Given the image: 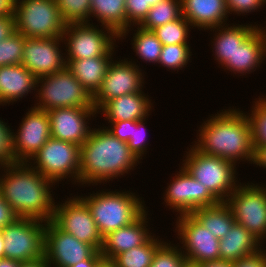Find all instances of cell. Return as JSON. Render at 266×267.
Listing matches in <instances>:
<instances>
[{
	"mask_svg": "<svg viewBox=\"0 0 266 267\" xmlns=\"http://www.w3.org/2000/svg\"><path fill=\"white\" fill-rule=\"evenodd\" d=\"M114 55L66 60V67L93 97L101 88L109 63Z\"/></svg>",
	"mask_w": 266,
	"mask_h": 267,
	"instance_id": "cell-27",
	"label": "cell"
},
{
	"mask_svg": "<svg viewBox=\"0 0 266 267\" xmlns=\"http://www.w3.org/2000/svg\"><path fill=\"white\" fill-rule=\"evenodd\" d=\"M229 15L245 16L265 6L263 0H225ZM233 13V14H232Z\"/></svg>",
	"mask_w": 266,
	"mask_h": 267,
	"instance_id": "cell-41",
	"label": "cell"
},
{
	"mask_svg": "<svg viewBox=\"0 0 266 267\" xmlns=\"http://www.w3.org/2000/svg\"><path fill=\"white\" fill-rule=\"evenodd\" d=\"M12 11L15 31L26 38L62 36L67 25L56 0H17Z\"/></svg>",
	"mask_w": 266,
	"mask_h": 267,
	"instance_id": "cell-8",
	"label": "cell"
},
{
	"mask_svg": "<svg viewBox=\"0 0 266 267\" xmlns=\"http://www.w3.org/2000/svg\"><path fill=\"white\" fill-rule=\"evenodd\" d=\"M34 106L49 111L64 107H94L93 97L65 67L63 70L36 79Z\"/></svg>",
	"mask_w": 266,
	"mask_h": 267,
	"instance_id": "cell-6",
	"label": "cell"
},
{
	"mask_svg": "<svg viewBox=\"0 0 266 267\" xmlns=\"http://www.w3.org/2000/svg\"><path fill=\"white\" fill-rule=\"evenodd\" d=\"M0 117V167L15 163L12 149V128Z\"/></svg>",
	"mask_w": 266,
	"mask_h": 267,
	"instance_id": "cell-40",
	"label": "cell"
},
{
	"mask_svg": "<svg viewBox=\"0 0 266 267\" xmlns=\"http://www.w3.org/2000/svg\"><path fill=\"white\" fill-rule=\"evenodd\" d=\"M190 44H170L164 45L159 59V67L163 66L169 71L170 69L174 72L178 70H183L185 67L191 63L192 52Z\"/></svg>",
	"mask_w": 266,
	"mask_h": 267,
	"instance_id": "cell-34",
	"label": "cell"
},
{
	"mask_svg": "<svg viewBox=\"0 0 266 267\" xmlns=\"http://www.w3.org/2000/svg\"><path fill=\"white\" fill-rule=\"evenodd\" d=\"M130 191L101 189L79 195L91 211L102 237L131 224L147 209L143 197Z\"/></svg>",
	"mask_w": 266,
	"mask_h": 267,
	"instance_id": "cell-4",
	"label": "cell"
},
{
	"mask_svg": "<svg viewBox=\"0 0 266 267\" xmlns=\"http://www.w3.org/2000/svg\"><path fill=\"white\" fill-rule=\"evenodd\" d=\"M36 79L23 64L0 67V106L12 105L35 93Z\"/></svg>",
	"mask_w": 266,
	"mask_h": 267,
	"instance_id": "cell-25",
	"label": "cell"
},
{
	"mask_svg": "<svg viewBox=\"0 0 266 267\" xmlns=\"http://www.w3.org/2000/svg\"><path fill=\"white\" fill-rule=\"evenodd\" d=\"M12 10L13 9L4 0H0V15L10 14Z\"/></svg>",
	"mask_w": 266,
	"mask_h": 267,
	"instance_id": "cell-53",
	"label": "cell"
},
{
	"mask_svg": "<svg viewBox=\"0 0 266 267\" xmlns=\"http://www.w3.org/2000/svg\"><path fill=\"white\" fill-rule=\"evenodd\" d=\"M94 127L80 146L79 186L82 187L107 185L131 174L141 163L127 142L114 137L106 127Z\"/></svg>",
	"mask_w": 266,
	"mask_h": 267,
	"instance_id": "cell-3",
	"label": "cell"
},
{
	"mask_svg": "<svg viewBox=\"0 0 266 267\" xmlns=\"http://www.w3.org/2000/svg\"><path fill=\"white\" fill-rule=\"evenodd\" d=\"M126 29L144 20V0H125Z\"/></svg>",
	"mask_w": 266,
	"mask_h": 267,
	"instance_id": "cell-42",
	"label": "cell"
},
{
	"mask_svg": "<svg viewBox=\"0 0 266 267\" xmlns=\"http://www.w3.org/2000/svg\"><path fill=\"white\" fill-rule=\"evenodd\" d=\"M44 257L50 267H71L87 259H103L92 245L62 231L52 220L44 230Z\"/></svg>",
	"mask_w": 266,
	"mask_h": 267,
	"instance_id": "cell-13",
	"label": "cell"
},
{
	"mask_svg": "<svg viewBox=\"0 0 266 267\" xmlns=\"http://www.w3.org/2000/svg\"><path fill=\"white\" fill-rule=\"evenodd\" d=\"M97 267H116L115 264L111 261V260H105V259H102Z\"/></svg>",
	"mask_w": 266,
	"mask_h": 267,
	"instance_id": "cell-54",
	"label": "cell"
},
{
	"mask_svg": "<svg viewBox=\"0 0 266 267\" xmlns=\"http://www.w3.org/2000/svg\"><path fill=\"white\" fill-rule=\"evenodd\" d=\"M57 8L67 23H90L91 0H56Z\"/></svg>",
	"mask_w": 266,
	"mask_h": 267,
	"instance_id": "cell-36",
	"label": "cell"
},
{
	"mask_svg": "<svg viewBox=\"0 0 266 267\" xmlns=\"http://www.w3.org/2000/svg\"><path fill=\"white\" fill-rule=\"evenodd\" d=\"M20 263L21 262L5 257L0 259V267H19Z\"/></svg>",
	"mask_w": 266,
	"mask_h": 267,
	"instance_id": "cell-51",
	"label": "cell"
},
{
	"mask_svg": "<svg viewBox=\"0 0 266 267\" xmlns=\"http://www.w3.org/2000/svg\"><path fill=\"white\" fill-rule=\"evenodd\" d=\"M184 267H199V266L191 263H186Z\"/></svg>",
	"mask_w": 266,
	"mask_h": 267,
	"instance_id": "cell-57",
	"label": "cell"
},
{
	"mask_svg": "<svg viewBox=\"0 0 266 267\" xmlns=\"http://www.w3.org/2000/svg\"><path fill=\"white\" fill-rule=\"evenodd\" d=\"M123 58H113L108 65L102 86L93 96V106L97 111L109 100L142 92L144 89L146 75L145 71L140 68L141 64H137L128 57Z\"/></svg>",
	"mask_w": 266,
	"mask_h": 267,
	"instance_id": "cell-14",
	"label": "cell"
},
{
	"mask_svg": "<svg viewBox=\"0 0 266 267\" xmlns=\"http://www.w3.org/2000/svg\"><path fill=\"white\" fill-rule=\"evenodd\" d=\"M191 215L207 230L212 236L219 240L226 236L233 224L235 218L230 207L225 202H220L215 206L199 208Z\"/></svg>",
	"mask_w": 266,
	"mask_h": 267,
	"instance_id": "cell-28",
	"label": "cell"
},
{
	"mask_svg": "<svg viewBox=\"0 0 266 267\" xmlns=\"http://www.w3.org/2000/svg\"><path fill=\"white\" fill-rule=\"evenodd\" d=\"M52 221L62 230L80 241L92 245L100 252L103 237L86 203L78 196L72 195L55 204Z\"/></svg>",
	"mask_w": 266,
	"mask_h": 267,
	"instance_id": "cell-15",
	"label": "cell"
},
{
	"mask_svg": "<svg viewBox=\"0 0 266 267\" xmlns=\"http://www.w3.org/2000/svg\"><path fill=\"white\" fill-rule=\"evenodd\" d=\"M266 61V36L259 26L234 52L232 60H228L221 68L235 76L254 73ZM239 73V74H238Z\"/></svg>",
	"mask_w": 266,
	"mask_h": 267,
	"instance_id": "cell-21",
	"label": "cell"
},
{
	"mask_svg": "<svg viewBox=\"0 0 266 267\" xmlns=\"http://www.w3.org/2000/svg\"><path fill=\"white\" fill-rule=\"evenodd\" d=\"M135 120H126V121H115V122H106L108 126L106 127L111 134L118 138L121 141L128 142L132 132V124Z\"/></svg>",
	"mask_w": 266,
	"mask_h": 267,
	"instance_id": "cell-43",
	"label": "cell"
},
{
	"mask_svg": "<svg viewBox=\"0 0 266 267\" xmlns=\"http://www.w3.org/2000/svg\"><path fill=\"white\" fill-rule=\"evenodd\" d=\"M182 16L181 0H162L158 4L152 6L139 25L142 29L150 30L173 22Z\"/></svg>",
	"mask_w": 266,
	"mask_h": 267,
	"instance_id": "cell-32",
	"label": "cell"
},
{
	"mask_svg": "<svg viewBox=\"0 0 266 267\" xmlns=\"http://www.w3.org/2000/svg\"><path fill=\"white\" fill-rule=\"evenodd\" d=\"M261 28H262V30L264 31L265 36H266V26H265V27H262V26H261Z\"/></svg>",
	"mask_w": 266,
	"mask_h": 267,
	"instance_id": "cell-58",
	"label": "cell"
},
{
	"mask_svg": "<svg viewBox=\"0 0 266 267\" xmlns=\"http://www.w3.org/2000/svg\"><path fill=\"white\" fill-rule=\"evenodd\" d=\"M19 267H50L45 257H42L38 260L22 262Z\"/></svg>",
	"mask_w": 266,
	"mask_h": 267,
	"instance_id": "cell-49",
	"label": "cell"
},
{
	"mask_svg": "<svg viewBox=\"0 0 266 267\" xmlns=\"http://www.w3.org/2000/svg\"><path fill=\"white\" fill-rule=\"evenodd\" d=\"M15 32V18L13 11L10 14L0 15V42Z\"/></svg>",
	"mask_w": 266,
	"mask_h": 267,
	"instance_id": "cell-45",
	"label": "cell"
},
{
	"mask_svg": "<svg viewBox=\"0 0 266 267\" xmlns=\"http://www.w3.org/2000/svg\"><path fill=\"white\" fill-rule=\"evenodd\" d=\"M264 246L242 225L234 223L226 236L219 240V259L236 262L258 252Z\"/></svg>",
	"mask_w": 266,
	"mask_h": 267,
	"instance_id": "cell-26",
	"label": "cell"
},
{
	"mask_svg": "<svg viewBox=\"0 0 266 267\" xmlns=\"http://www.w3.org/2000/svg\"><path fill=\"white\" fill-rule=\"evenodd\" d=\"M254 154L252 164L256 167L266 169V146H253Z\"/></svg>",
	"mask_w": 266,
	"mask_h": 267,
	"instance_id": "cell-47",
	"label": "cell"
},
{
	"mask_svg": "<svg viewBox=\"0 0 266 267\" xmlns=\"http://www.w3.org/2000/svg\"><path fill=\"white\" fill-rule=\"evenodd\" d=\"M191 29H193L191 24L181 16L179 19L159 26L152 31L164 46L170 44H190L188 38H190Z\"/></svg>",
	"mask_w": 266,
	"mask_h": 267,
	"instance_id": "cell-33",
	"label": "cell"
},
{
	"mask_svg": "<svg viewBox=\"0 0 266 267\" xmlns=\"http://www.w3.org/2000/svg\"><path fill=\"white\" fill-rule=\"evenodd\" d=\"M27 110L18 129L12 130V149L15 162L28 163L51 137L47 111L32 106Z\"/></svg>",
	"mask_w": 266,
	"mask_h": 267,
	"instance_id": "cell-17",
	"label": "cell"
},
{
	"mask_svg": "<svg viewBox=\"0 0 266 267\" xmlns=\"http://www.w3.org/2000/svg\"><path fill=\"white\" fill-rule=\"evenodd\" d=\"M175 235L187 263L198 265L206 261L219 260V239L212 236L191 214L176 218Z\"/></svg>",
	"mask_w": 266,
	"mask_h": 267,
	"instance_id": "cell-16",
	"label": "cell"
},
{
	"mask_svg": "<svg viewBox=\"0 0 266 267\" xmlns=\"http://www.w3.org/2000/svg\"><path fill=\"white\" fill-rule=\"evenodd\" d=\"M0 172V193L18 218L52 220L57 203L53 198L54 182L27 162L1 166Z\"/></svg>",
	"mask_w": 266,
	"mask_h": 267,
	"instance_id": "cell-2",
	"label": "cell"
},
{
	"mask_svg": "<svg viewBox=\"0 0 266 267\" xmlns=\"http://www.w3.org/2000/svg\"><path fill=\"white\" fill-rule=\"evenodd\" d=\"M225 203L235 223L242 225L263 245L266 243V185L240 182Z\"/></svg>",
	"mask_w": 266,
	"mask_h": 267,
	"instance_id": "cell-10",
	"label": "cell"
},
{
	"mask_svg": "<svg viewBox=\"0 0 266 267\" xmlns=\"http://www.w3.org/2000/svg\"><path fill=\"white\" fill-rule=\"evenodd\" d=\"M152 97L142 92L131 93L106 102L98 111L107 122L143 120L149 118L154 107Z\"/></svg>",
	"mask_w": 266,
	"mask_h": 267,
	"instance_id": "cell-22",
	"label": "cell"
},
{
	"mask_svg": "<svg viewBox=\"0 0 266 267\" xmlns=\"http://www.w3.org/2000/svg\"><path fill=\"white\" fill-rule=\"evenodd\" d=\"M12 9L14 8L15 3L17 0H4Z\"/></svg>",
	"mask_w": 266,
	"mask_h": 267,
	"instance_id": "cell-56",
	"label": "cell"
},
{
	"mask_svg": "<svg viewBox=\"0 0 266 267\" xmlns=\"http://www.w3.org/2000/svg\"><path fill=\"white\" fill-rule=\"evenodd\" d=\"M182 16L193 29L208 30L228 24L225 0H181Z\"/></svg>",
	"mask_w": 266,
	"mask_h": 267,
	"instance_id": "cell-23",
	"label": "cell"
},
{
	"mask_svg": "<svg viewBox=\"0 0 266 267\" xmlns=\"http://www.w3.org/2000/svg\"><path fill=\"white\" fill-rule=\"evenodd\" d=\"M4 240H3V236H2V231L0 229V259L4 258Z\"/></svg>",
	"mask_w": 266,
	"mask_h": 267,
	"instance_id": "cell-55",
	"label": "cell"
},
{
	"mask_svg": "<svg viewBox=\"0 0 266 267\" xmlns=\"http://www.w3.org/2000/svg\"><path fill=\"white\" fill-rule=\"evenodd\" d=\"M25 39V36L15 31L0 42V67L22 64Z\"/></svg>",
	"mask_w": 266,
	"mask_h": 267,
	"instance_id": "cell-37",
	"label": "cell"
},
{
	"mask_svg": "<svg viewBox=\"0 0 266 267\" xmlns=\"http://www.w3.org/2000/svg\"><path fill=\"white\" fill-rule=\"evenodd\" d=\"M189 147L181 162L182 167L220 202H225L239 184L238 167L231 161L203 154L193 145Z\"/></svg>",
	"mask_w": 266,
	"mask_h": 267,
	"instance_id": "cell-5",
	"label": "cell"
},
{
	"mask_svg": "<svg viewBox=\"0 0 266 267\" xmlns=\"http://www.w3.org/2000/svg\"><path fill=\"white\" fill-rule=\"evenodd\" d=\"M46 222L32 218H17L1 229L4 257L18 262H29L44 257Z\"/></svg>",
	"mask_w": 266,
	"mask_h": 267,
	"instance_id": "cell-11",
	"label": "cell"
},
{
	"mask_svg": "<svg viewBox=\"0 0 266 267\" xmlns=\"http://www.w3.org/2000/svg\"><path fill=\"white\" fill-rule=\"evenodd\" d=\"M223 110L203 120L192 145L203 154L220 157L236 166L241 161L252 164L254 147L248 116L234 106Z\"/></svg>",
	"mask_w": 266,
	"mask_h": 267,
	"instance_id": "cell-1",
	"label": "cell"
},
{
	"mask_svg": "<svg viewBox=\"0 0 266 267\" xmlns=\"http://www.w3.org/2000/svg\"><path fill=\"white\" fill-rule=\"evenodd\" d=\"M63 49L64 44L61 36L54 38H26L22 64L36 78L51 75L66 67Z\"/></svg>",
	"mask_w": 266,
	"mask_h": 267,
	"instance_id": "cell-18",
	"label": "cell"
},
{
	"mask_svg": "<svg viewBox=\"0 0 266 267\" xmlns=\"http://www.w3.org/2000/svg\"><path fill=\"white\" fill-rule=\"evenodd\" d=\"M162 0H144V19L146 18L150 8L158 4Z\"/></svg>",
	"mask_w": 266,
	"mask_h": 267,
	"instance_id": "cell-52",
	"label": "cell"
},
{
	"mask_svg": "<svg viewBox=\"0 0 266 267\" xmlns=\"http://www.w3.org/2000/svg\"><path fill=\"white\" fill-rule=\"evenodd\" d=\"M154 234L145 244L116 255L111 261L116 267H151L156 251L166 242Z\"/></svg>",
	"mask_w": 266,
	"mask_h": 267,
	"instance_id": "cell-31",
	"label": "cell"
},
{
	"mask_svg": "<svg viewBox=\"0 0 266 267\" xmlns=\"http://www.w3.org/2000/svg\"><path fill=\"white\" fill-rule=\"evenodd\" d=\"M91 18L119 36L126 30L125 0H91Z\"/></svg>",
	"mask_w": 266,
	"mask_h": 267,
	"instance_id": "cell-29",
	"label": "cell"
},
{
	"mask_svg": "<svg viewBox=\"0 0 266 267\" xmlns=\"http://www.w3.org/2000/svg\"><path fill=\"white\" fill-rule=\"evenodd\" d=\"M266 247L258 252L233 262V267H266Z\"/></svg>",
	"mask_w": 266,
	"mask_h": 267,
	"instance_id": "cell-44",
	"label": "cell"
},
{
	"mask_svg": "<svg viewBox=\"0 0 266 267\" xmlns=\"http://www.w3.org/2000/svg\"><path fill=\"white\" fill-rule=\"evenodd\" d=\"M80 156V146L50 137L28 163L57 186L67 179L79 187Z\"/></svg>",
	"mask_w": 266,
	"mask_h": 267,
	"instance_id": "cell-9",
	"label": "cell"
},
{
	"mask_svg": "<svg viewBox=\"0 0 266 267\" xmlns=\"http://www.w3.org/2000/svg\"><path fill=\"white\" fill-rule=\"evenodd\" d=\"M148 118L143 120H137L132 124V132L130 135V139L127 142L129 149L134 153V155L141 161L144 156L147 154L148 150V141H147V133L146 126Z\"/></svg>",
	"mask_w": 266,
	"mask_h": 267,
	"instance_id": "cell-39",
	"label": "cell"
},
{
	"mask_svg": "<svg viewBox=\"0 0 266 267\" xmlns=\"http://www.w3.org/2000/svg\"><path fill=\"white\" fill-rule=\"evenodd\" d=\"M61 37L66 60L115 55L119 44V36L112 29L93 21L67 24Z\"/></svg>",
	"mask_w": 266,
	"mask_h": 267,
	"instance_id": "cell-7",
	"label": "cell"
},
{
	"mask_svg": "<svg viewBox=\"0 0 266 267\" xmlns=\"http://www.w3.org/2000/svg\"><path fill=\"white\" fill-rule=\"evenodd\" d=\"M199 267H233V262L225 260L206 261L198 264Z\"/></svg>",
	"mask_w": 266,
	"mask_h": 267,
	"instance_id": "cell-48",
	"label": "cell"
},
{
	"mask_svg": "<svg viewBox=\"0 0 266 267\" xmlns=\"http://www.w3.org/2000/svg\"><path fill=\"white\" fill-rule=\"evenodd\" d=\"M133 27H135L137 30ZM133 27L131 26L123 31L119 35V40L122 41L123 39L129 37L128 35L130 31L133 30L131 33H134H130V35H133L131 45L133 52L136 53L134 56H137L138 59L143 60L145 63H154L158 66L163 45L153 31L142 29L140 26Z\"/></svg>",
	"mask_w": 266,
	"mask_h": 267,
	"instance_id": "cell-30",
	"label": "cell"
},
{
	"mask_svg": "<svg viewBox=\"0 0 266 267\" xmlns=\"http://www.w3.org/2000/svg\"><path fill=\"white\" fill-rule=\"evenodd\" d=\"M148 212L146 209L131 224L110 232L103 237V244L100 250L103 259L112 260L118 254L145 244L154 235V232L151 233L148 227L150 225V214Z\"/></svg>",
	"mask_w": 266,
	"mask_h": 267,
	"instance_id": "cell-20",
	"label": "cell"
},
{
	"mask_svg": "<svg viewBox=\"0 0 266 267\" xmlns=\"http://www.w3.org/2000/svg\"><path fill=\"white\" fill-rule=\"evenodd\" d=\"M102 259H87L84 261H81L77 264L72 265L71 267H97L98 263Z\"/></svg>",
	"mask_w": 266,
	"mask_h": 267,
	"instance_id": "cell-50",
	"label": "cell"
},
{
	"mask_svg": "<svg viewBox=\"0 0 266 267\" xmlns=\"http://www.w3.org/2000/svg\"><path fill=\"white\" fill-rule=\"evenodd\" d=\"M264 96L262 94L258 96L259 98H255L250 110L245 111L251 125L253 146H266V96Z\"/></svg>",
	"mask_w": 266,
	"mask_h": 267,
	"instance_id": "cell-35",
	"label": "cell"
},
{
	"mask_svg": "<svg viewBox=\"0 0 266 267\" xmlns=\"http://www.w3.org/2000/svg\"><path fill=\"white\" fill-rule=\"evenodd\" d=\"M260 24H225L212 29L211 50L219 66H223L228 60H232L234 52L258 27ZM213 31V32H212ZM213 40V41H212Z\"/></svg>",
	"mask_w": 266,
	"mask_h": 267,
	"instance_id": "cell-24",
	"label": "cell"
},
{
	"mask_svg": "<svg viewBox=\"0 0 266 267\" xmlns=\"http://www.w3.org/2000/svg\"><path fill=\"white\" fill-rule=\"evenodd\" d=\"M51 137L78 146L88 139L92 130L90 121L98 116L95 107H64L47 111Z\"/></svg>",
	"mask_w": 266,
	"mask_h": 267,
	"instance_id": "cell-19",
	"label": "cell"
},
{
	"mask_svg": "<svg viewBox=\"0 0 266 267\" xmlns=\"http://www.w3.org/2000/svg\"><path fill=\"white\" fill-rule=\"evenodd\" d=\"M163 200L166 208L172 210L176 217L191 214L193 211L215 206L220 201L195 178L180 166L173 177L171 176L166 190L163 192ZM168 206V207H167Z\"/></svg>",
	"mask_w": 266,
	"mask_h": 267,
	"instance_id": "cell-12",
	"label": "cell"
},
{
	"mask_svg": "<svg viewBox=\"0 0 266 267\" xmlns=\"http://www.w3.org/2000/svg\"><path fill=\"white\" fill-rule=\"evenodd\" d=\"M186 258L177 244L166 241L155 253L151 267H184Z\"/></svg>",
	"mask_w": 266,
	"mask_h": 267,
	"instance_id": "cell-38",
	"label": "cell"
},
{
	"mask_svg": "<svg viewBox=\"0 0 266 267\" xmlns=\"http://www.w3.org/2000/svg\"><path fill=\"white\" fill-rule=\"evenodd\" d=\"M17 218L11 206L3 199L0 193V229L12 224Z\"/></svg>",
	"mask_w": 266,
	"mask_h": 267,
	"instance_id": "cell-46",
	"label": "cell"
}]
</instances>
